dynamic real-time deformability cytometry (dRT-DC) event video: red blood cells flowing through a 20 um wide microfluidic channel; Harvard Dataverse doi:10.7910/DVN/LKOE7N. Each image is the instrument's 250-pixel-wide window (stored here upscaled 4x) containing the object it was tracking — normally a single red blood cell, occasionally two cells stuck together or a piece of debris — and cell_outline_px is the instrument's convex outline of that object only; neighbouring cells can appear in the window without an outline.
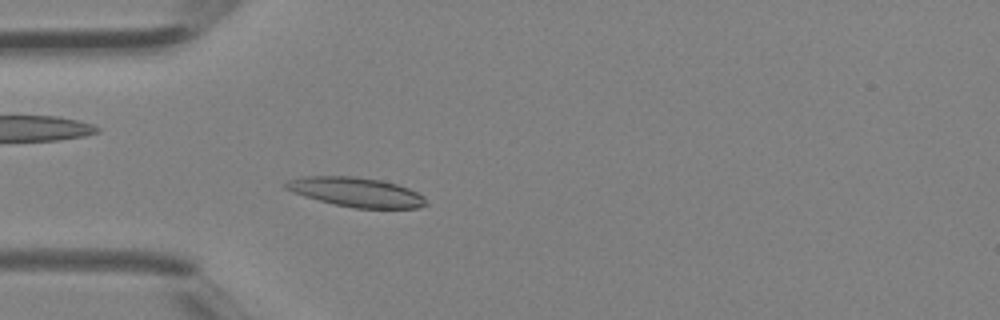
{"species": "Egyptian fruit bat (a non-hibernating species)", "species_latin": "Rousettus aegyptiacus", "temperature_condition": "room temperature", "stored_images_in_passage": 2, "camera_frame_rate_fps": 3000, "um_per_image_px": 0.085, "animal": {"sex": "female"}, "frame": {"image": 1, "passage_image": 2, "time_ms": 0.333, "image_size_px": [1000, 320], "cell_outline_px": [[428, 204], [420, 208], [352, 208], [304, 196], [292, 192], [284, 188], [280, 184], [288, 180], [304, 176], [356, 176], [380, 180], [396, 184], [408, 188], [424, 196]], "centroid_in_image_um": [30.25, 16.32], "position_along_channel_um": 54.7, "area_um2": 24.1}}